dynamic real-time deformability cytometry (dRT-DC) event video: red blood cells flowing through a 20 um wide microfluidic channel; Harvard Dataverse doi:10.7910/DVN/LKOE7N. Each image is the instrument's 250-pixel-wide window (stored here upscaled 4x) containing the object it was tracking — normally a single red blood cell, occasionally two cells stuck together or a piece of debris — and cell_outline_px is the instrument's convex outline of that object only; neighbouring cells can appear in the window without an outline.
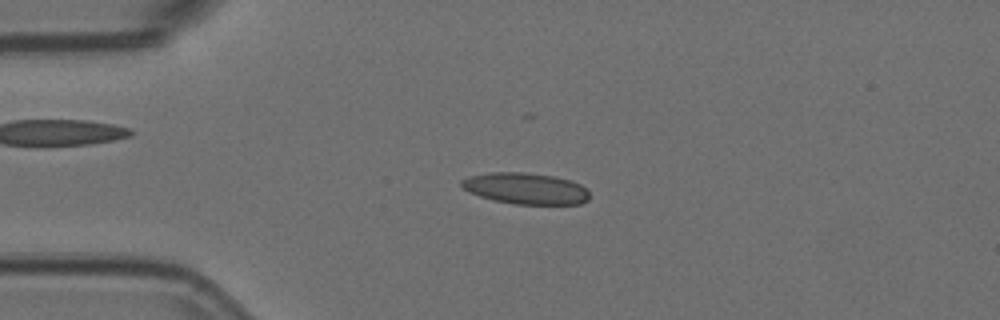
{"species": "Egyptian fruit bat (a non-hibernating species)", "species_latin": "Rousettus aegyptiacus", "temperature_condition": "room temperature", "stored_images_in_passage": 54, "camera_frame_rate_fps": 3000, "um_per_image_px": 0.085, "animal": {"sex": "female"}, "frame": {"image": 1, "passage_image": 12, "time_ms": 3.667, "image_size_px": [1000, 320], "cell_outline_px": [[588, 200], [580, 204], [516, 204], [492, 200], [468, 192], [460, 184], [460, 180], [468, 176], [488, 172], [524, 172], [556, 176], [572, 180], [588, 188]], "centroid_in_image_um": [44.68, 16.01], "position_along_channel_um": 40.3, "area_um2": 23.64}}
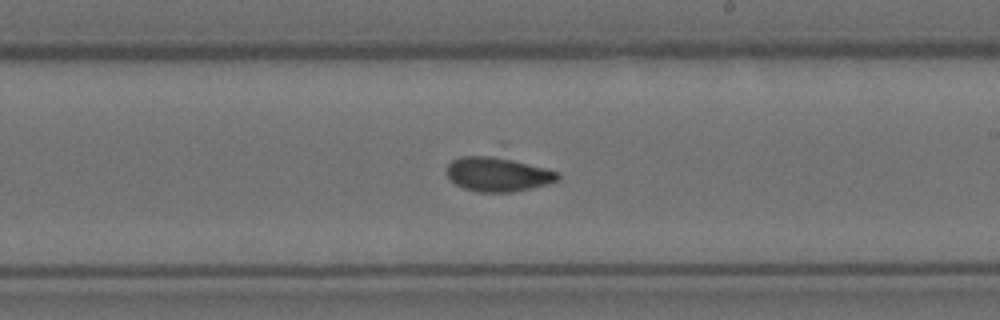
{"frame": {"image": 2, "passage_image": 31, "time_ms": 10.0, "image_size_px": [1000, 320], "cell_outline_px": [[560, 180], [548, 184], [512, 192], [480, 192], [464, 188], [456, 184], [448, 176], [448, 164], [452, 160], [460, 156], [504, 156], [560, 172]], "centroid_in_image_um": [42.37, 14.79], "position_along_channel_um": 246.6, "area_um2": 22.43}}
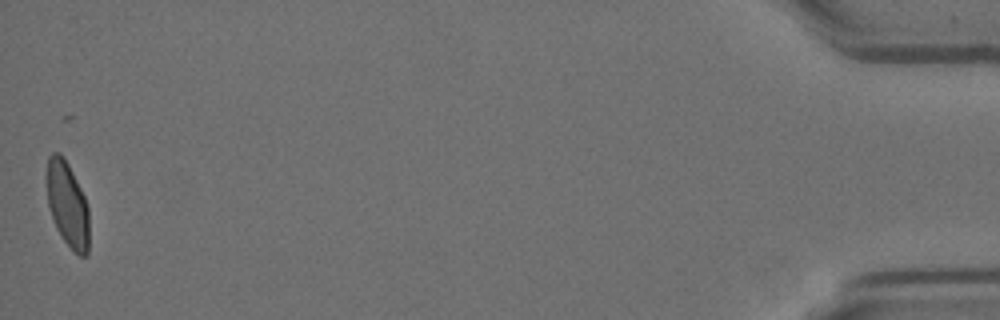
{"frame": {"image": 3, "passage_image": 54, "time_ms": 17.667, "image_size_px": [1000, 320], "cell_outline_px": [[88, 256], [80, 256], [72, 252], [56, 228], [48, 204], [48, 156], [52, 152], [60, 152], [68, 164], [84, 196], [88, 208]], "centroid_in_image_um": [5.75, 17.42], "position_along_channel_um": 429.4, "area_um2": 20.69}}